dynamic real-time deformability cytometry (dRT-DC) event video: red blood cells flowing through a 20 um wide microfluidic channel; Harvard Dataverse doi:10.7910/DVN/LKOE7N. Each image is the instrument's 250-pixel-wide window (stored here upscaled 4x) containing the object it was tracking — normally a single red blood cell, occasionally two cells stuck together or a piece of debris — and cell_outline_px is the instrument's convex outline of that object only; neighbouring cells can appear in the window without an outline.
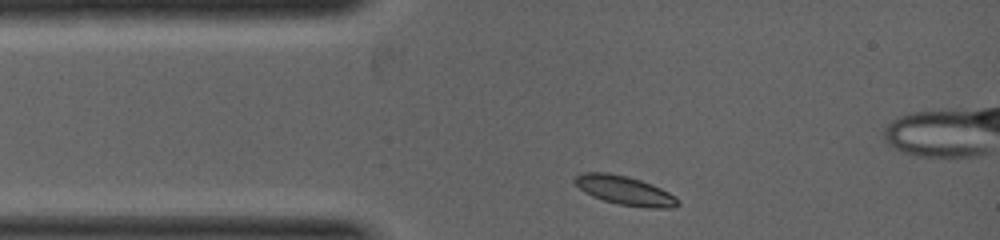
{"species": "common noctule bat (a hibernating species)", "species_latin": "Nyctalus noctula", "temperature_condition": "warm", "stored_images_in_passage": 7, "camera_frame_rate_fps": 5000, "um_per_image_px": 0.085, "animal": {"sex": "female", "body_mass_g": 19.0, "forearm_length_mm": 53.3}, "frame": {"image": 1, "passage_image": 1, "time_ms": 0.0, "image_size_px": [1000, 240], "cell_outline_px": [[680, 204], [672, 208], [648, 208], [620, 204], [604, 200], [592, 196], [584, 192], [572, 180], [580, 172], [608, 172], [628, 176], [652, 184], [676, 196], [680, 200]], "centroid_in_image_um": [53.11, 16.18], "position_along_channel_um": 31.9, "area_um2": 17.51}}
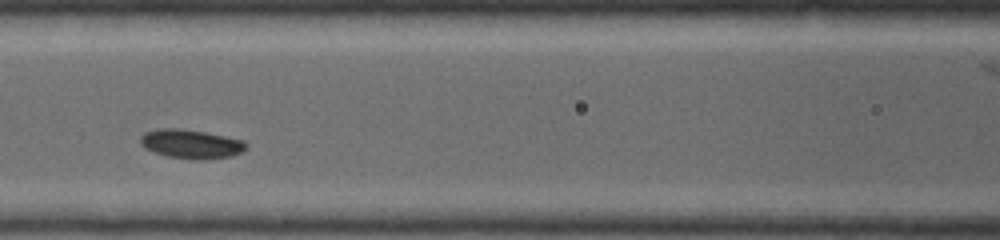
{"frame": {"image": 2, "passage_image": 6, "time_ms": 1.8, "image_size_px": [1000, 240], "cell_outline_px": [[248, 144], [240, 152], [232, 156], [204, 160], [200, 160], [168, 156], [152, 152], [144, 148], [140, 144], [140, 136], [144, 132], [156, 128], [180, 128], [204, 132], [244, 140]], "centroid_in_image_um": [16.19, 12.23], "position_along_channel_um": 150.4, "area_um2": 17.98}}
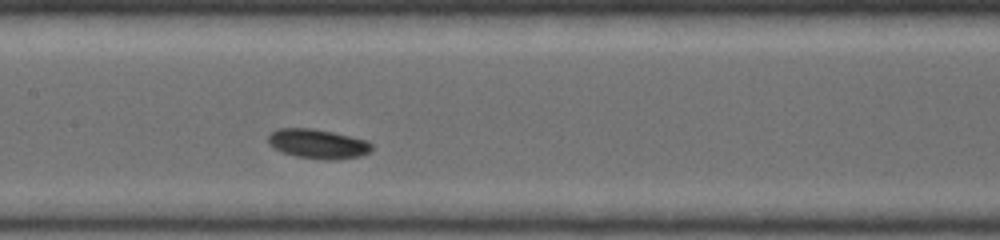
{"frame": {"image": 3, "passage_image": 7, "time_ms": 2.2, "image_size_px": [1000, 240], "cell_outline_px": [[372, 148], [368, 152], [360, 156], [336, 160], [328, 160], [296, 156], [272, 148], [268, 144], [268, 136], [272, 132], [280, 128], [312, 128], [332, 132], [368, 140], [372, 144]], "centroid_in_image_um": [27.02, 12.22], "position_along_channel_um": 180.4, "area_um2": 17.74}}